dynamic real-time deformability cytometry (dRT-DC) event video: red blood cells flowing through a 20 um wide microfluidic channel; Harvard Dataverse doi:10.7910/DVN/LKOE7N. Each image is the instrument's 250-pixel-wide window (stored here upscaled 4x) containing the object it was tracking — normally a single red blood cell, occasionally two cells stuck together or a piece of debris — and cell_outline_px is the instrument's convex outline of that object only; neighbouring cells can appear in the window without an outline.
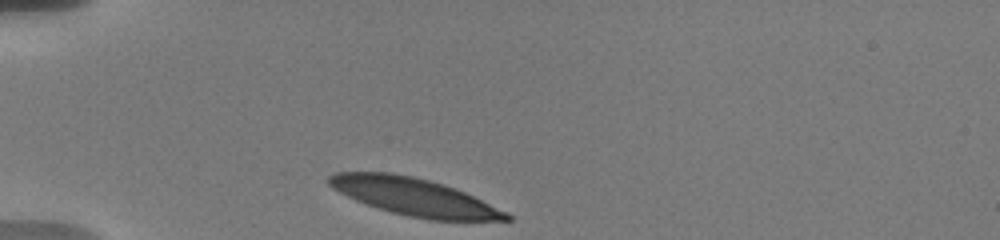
{"species": "human", "species_latin": "Homo sapiens", "temperature_condition": "warm", "stored_images_in_passage": 5, "camera_frame_rate_fps": 3000, "um_per_image_px": 0.085, "donor": {"sex": "male"}, "frame": {"image": 1, "passage_image": 1, "time_ms": 0.0, "image_size_px": [1000, 240], "cell_outline_px": [[512, 220], [428, 220], [408, 216], [376, 208], [356, 200], [332, 188], [328, 184], [328, 176], [336, 172], [392, 172], [412, 176], [444, 184], [464, 192], [508, 212], [512, 216]], "centroid_in_image_um": [35.2, 16.73], "position_along_channel_um": 49.8, "area_um2": 38.55}}
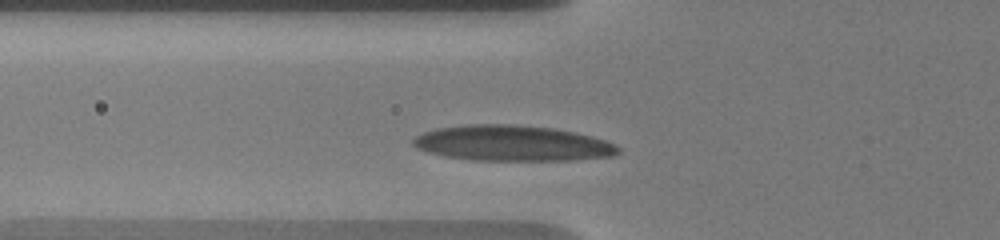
{"frame": {"image": 2, "passage_image": 4, "time_ms": 1.667, "image_size_px": [1000, 240], "cell_outline_px": [[620, 152], [612, 156], [576, 160], [468, 160], [444, 156], [428, 152], [416, 148], [412, 144], [412, 140], [416, 136], [424, 132], [436, 128], [468, 124], [512, 124], [552, 128], [576, 132], [592, 136], [616, 144], [620, 148]], "centroid_in_image_um": [43.55, 12.18], "position_along_channel_um": 82.3, "area_um2": 42.77}}